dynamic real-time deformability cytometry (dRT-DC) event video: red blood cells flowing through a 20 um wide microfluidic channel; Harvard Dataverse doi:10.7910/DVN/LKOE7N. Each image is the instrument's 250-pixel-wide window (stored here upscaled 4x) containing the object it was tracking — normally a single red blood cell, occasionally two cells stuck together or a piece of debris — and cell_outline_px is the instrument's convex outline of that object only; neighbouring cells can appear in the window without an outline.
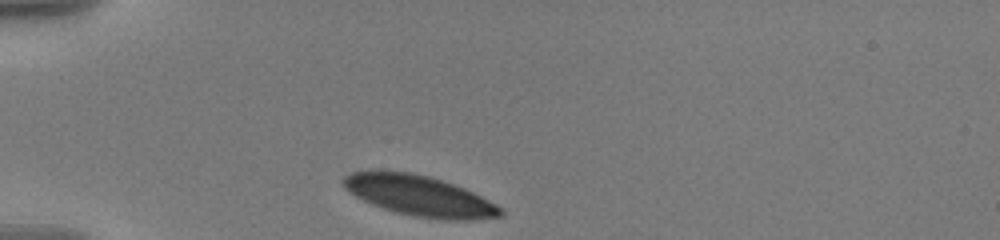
{"species": "human", "species_latin": "Homo sapiens", "temperature_condition": "warm", "stored_images_in_passage": 35, "camera_frame_rate_fps": 3000, "um_per_image_px": 0.085, "donor": {"sex": "male"}, "frame": {"image": 1, "passage_image": 1, "time_ms": 0.0, "image_size_px": [1000, 240], "cell_outline_px": [[504, 216], [468, 220], [452, 220], [416, 216], [396, 212], [372, 204], [356, 196], [344, 188], [340, 180], [344, 176], [352, 172], [412, 172], [428, 176], [464, 188], [504, 208]], "centroid_in_image_um": [35.68, 16.65], "position_along_channel_um": 49.3, "area_um2": 36.47}}
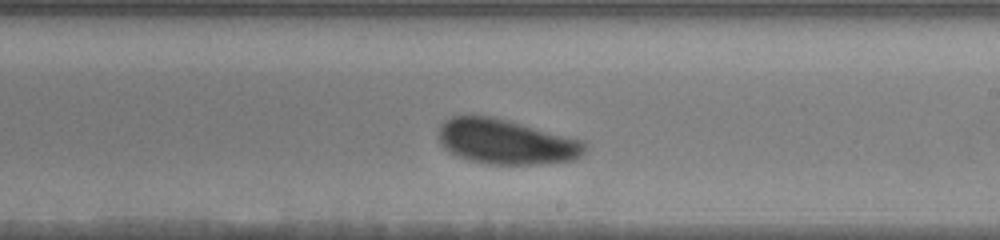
{"frame": {"image": 2, "passage_image": 20, "time_ms": 6.333, "image_size_px": [1000, 240], "cell_outline_px": [[584, 152], [580, 156], [572, 160], [544, 164], [484, 164], [456, 156], [448, 152], [440, 144], [436, 132], [440, 124], [444, 120], [452, 116], [472, 112], [584, 140]], "centroid_in_image_um": [42.9, 12.03], "position_along_channel_um": 246.1, "area_um2": 38.78}}
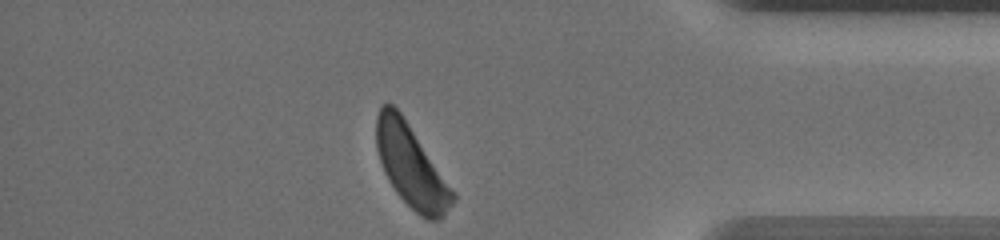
{"frame": {"image": 3, "passage_image": 35, "time_ms": 11.333, "image_size_px": [1000, 240], "cell_outline_px": [[456, 200], [436, 220], [428, 220], [420, 216], [396, 192], [388, 180], [384, 172], [376, 148], [376, 116], [380, 108], [384, 104], [392, 104], [400, 112], [456, 192]], "centroid_in_image_um": [34.95, 14.11], "position_along_channel_um": 400.3, "area_um2": 36.07}, "authors_computed_cell_mechanics": {"area_um2": 38.6682, "velocity_mm_per_s": 3.5305, "shape_relaxation_time_tau1_ms": 2.9573, "shape_relaxation_time_tau2_ms": null, "deformation_change_tau1": 0.1299, "deformation_change_tau2": null}}